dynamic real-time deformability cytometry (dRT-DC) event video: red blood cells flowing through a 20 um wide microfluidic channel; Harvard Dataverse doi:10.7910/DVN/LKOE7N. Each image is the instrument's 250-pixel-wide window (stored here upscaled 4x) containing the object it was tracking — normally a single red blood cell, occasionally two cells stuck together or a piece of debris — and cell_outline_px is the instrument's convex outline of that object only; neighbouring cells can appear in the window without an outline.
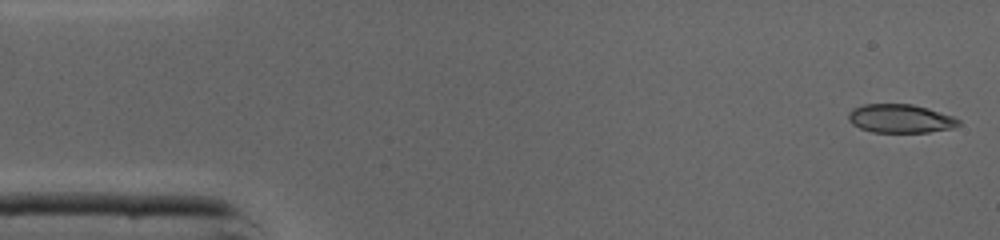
{"species": "common noctule bat (a hibernating species)", "species_latin": "Nyctalus noctula", "temperature_condition": "cold", "stored_images_in_passage": 12, "camera_frame_rate_fps": 3000, "um_per_image_px": 0.085, "animal": {"sex": "male", "body_mass_g": 19.0, "forearm_length_mm": 50.8}, "frame": {"image": 1, "passage_image": 1, "time_ms": 0.0, "image_size_px": [1000, 240], "cell_outline_px": [[960, 124], [952, 128], [928, 132], [872, 132], [860, 128], [852, 124], [848, 120], [848, 112], [852, 108], [864, 104], [912, 104], [928, 108], [952, 116], [960, 120]], "centroid_in_image_um": [76.5, 10.07], "position_along_channel_um": 8.5, "area_um2": 18.38}}
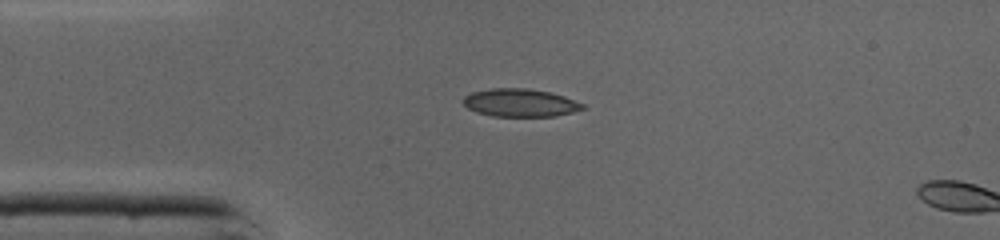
{"frame": {"image": 2, "passage_image": 10, "time_ms": 3.0, "image_size_px": [1000, 240], "cell_outline_px": [[588, 108], [556, 116], [492, 116], [476, 112], [468, 108], [460, 100], [464, 96], [472, 92], [492, 88], [524, 88], [548, 92], [564, 96], [584, 104]], "centroid_in_image_um": [44.2, 8.74], "position_along_channel_um": 40.8, "area_um2": 19.48}}